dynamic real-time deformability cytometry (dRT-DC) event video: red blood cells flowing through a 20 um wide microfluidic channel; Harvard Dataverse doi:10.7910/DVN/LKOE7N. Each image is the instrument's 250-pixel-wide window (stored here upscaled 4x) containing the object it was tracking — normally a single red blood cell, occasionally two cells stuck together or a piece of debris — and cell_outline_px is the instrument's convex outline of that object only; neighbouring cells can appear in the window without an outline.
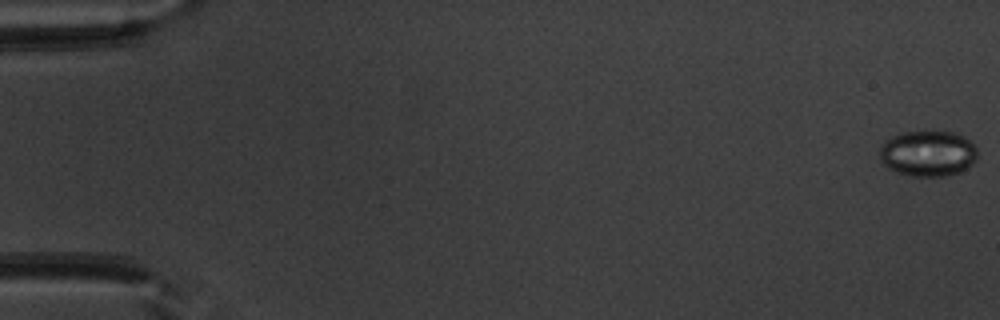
{"species": "common noctule bat (a hibernating species)", "species_latin": "Nyctalus noctula", "temperature_condition": "warm", "stored_images_in_passage": 8, "camera_frame_rate_fps": 3000, "um_per_image_px": 0.085, "animal": {"sex": "male", "body_mass_g": 20.1, "forearm_length_mm": 53.5}, "frame": {"image": 1, "passage_image": 1, "time_ms": 0.0, "image_size_px": [1000, 320], "cell_outline_px": [[976, 160], [972, 164], [960, 172], [944, 176], [912, 176], [888, 168], [880, 160], [880, 148], [892, 136], [900, 132], [952, 132], [964, 136], [976, 148]], "centroid_in_image_um": [78.88, 13.05], "position_along_channel_um": 6.1, "area_um2": 25.78}}